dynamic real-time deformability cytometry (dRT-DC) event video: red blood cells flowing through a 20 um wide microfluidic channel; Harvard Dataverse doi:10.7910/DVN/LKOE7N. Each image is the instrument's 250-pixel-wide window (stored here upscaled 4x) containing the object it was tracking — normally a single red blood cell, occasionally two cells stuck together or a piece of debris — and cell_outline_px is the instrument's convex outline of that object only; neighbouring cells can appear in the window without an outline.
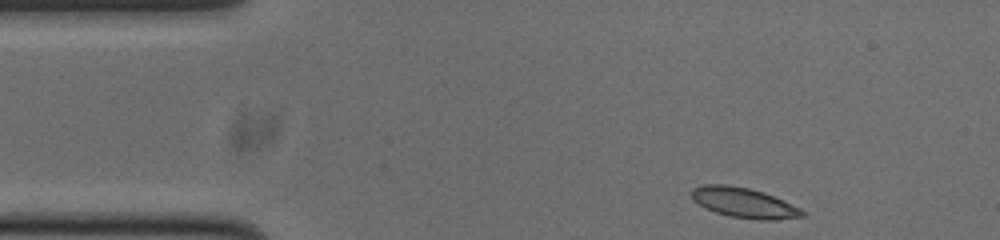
{"species": "common noctule bat (a hibernating species)", "species_latin": "Nyctalus noctula", "temperature_condition": "cold", "stored_images_in_passage": 47, "camera_frame_rate_fps": 3000, "um_per_image_px": 0.085, "animal": {"sex": "male", "body_mass_g": 20.0, "forearm_length_mm": 53.3}, "frame": {"image": 1, "passage_image": 1, "time_ms": 0.0, "image_size_px": [1000, 240], "cell_outline_px": [[808, 216], [776, 220], [760, 220], [728, 216], [704, 208], [692, 200], [692, 188], [700, 184], [728, 184], [748, 188], [764, 192], [800, 208], [808, 212]], "centroid_in_image_um": [63.25, 17.24], "position_along_channel_um": 21.8, "area_um2": 19.71}}
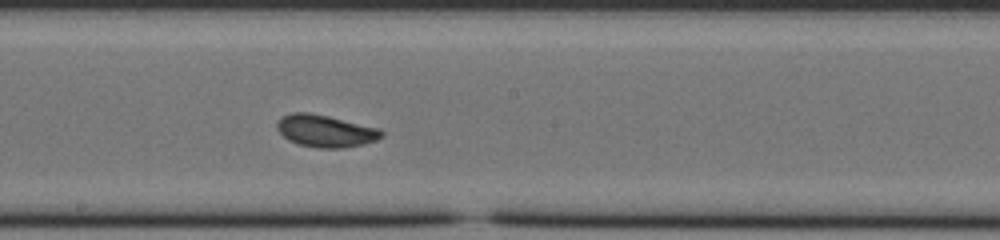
{"frame": {"image": 2, "passage_image": 22, "time_ms": 7.0, "image_size_px": [1000, 240], "cell_outline_px": [[384, 136], [376, 140], [364, 144], [344, 148], [316, 148], [300, 144], [288, 140], [276, 128], [276, 124], [284, 116], [292, 112], [308, 112], [328, 116], [380, 128], [384, 132]], "centroid_in_image_um": [27.7, 11.14], "position_along_channel_um": 220.5, "area_um2": 19.59}}
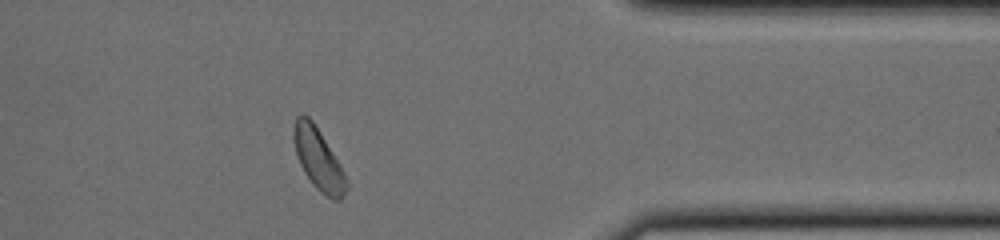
{"frame": {"image": 3, "passage_image": 37, "time_ms": 12.0, "image_size_px": [1000, 240], "cell_outline_px": [[348, 188], [340, 200], [332, 200], [320, 192], [312, 184], [304, 172], [300, 164], [296, 152], [292, 136], [292, 128], [296, 116], [300, 112], [308, 116], [312, 120], [320, 132], [340, 164], [348, 180]], "centroid_in_image_um": [27.05, 13.51], "position_along_channel_um": 384.4, "area_um2": 19.07}, "authors_computed_cell_mechanics": {"area_um2": 19.074, "velocity_mm_per_s": 3.7343, "shape_relaxation_time_tau1_ms": 9.4568, "shape_relaxation_time_tau2_ms": null, "deformation_change_tau1": 0.1886, "deformation_change_tau2": null}}